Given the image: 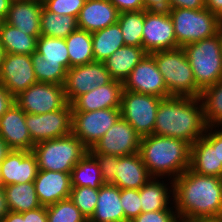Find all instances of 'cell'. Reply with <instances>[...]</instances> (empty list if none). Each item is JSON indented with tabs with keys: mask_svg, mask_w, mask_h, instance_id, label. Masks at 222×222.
Returning <instances> with one entry per match:
<instances>
[{
	"mask_svg": "<svg viewBox=\"0 0 222 222\" xmlns=\"http://www.w3.org/2000/svg\"><path fill=\"white\" fill-rule=\"evenodd\" d=\"M173 200L181 222L222 218V178L188 168L173 181Z\"/></svg>",
	"mask_w": 222,
	"mask_h": 222,
	"instance_id": "6da1fadb",
	"label": "cell"
},
{
	"mask_svg": "<svg viewBox=\"0 0 222 222\" xmlns=\"http://www.w3.org/2000/svg\"><path fill=\"white\" fill-rule=\"evenodd\" d=\"M200 97L170 96L161 100L153 134L178 138L190 145L207 129Z\"/></svg>",
	"mask_w": 222,
	"mask_h": 222,
	"instance_id": "7a4b0ae2",
	"label": "cell"
},
{
	"mask_svg": "<svg viewBox=\"0 0 222 222\" xmlns=\"http://www.w3.org/2000/svg\"><path fill=\"white\" fill-rule=\"evenodd\" d=\"M139 154L151 177L175 180L190 167V144L151 134L141 138Z\"/></svg>",
	"mask_w": 222,
	"mask_h": 222,
	"instance_id": "3957f363",
	"label": "cell"
},
{
	"mask_svg": "<svg viewBox=\"0 0 222 222\" xmlns=\"http://www.w3.org/2000/svg\"><path fill=\"white\" fill-rule=\"evenodd\" d=\"M163 75L170 96L200 97L190 62L182 47L155 51L150 54Z\"/></svg>",
	"mask_w": 222,
	"mask_h": 222,
	"instance_id": "277c9868",
	"label": "cell"
},
{
	"mask_svg": "<svg viewBox=\"0 0 222 222\" xmlns=\"http://www.w3.org/2000/svg\"><path fill=\"white\" fill-rule=\"evenodd\" d=\"M39 170L71 173L88 149L73 134L45 140L34 145Z\"/></svg>",
	"mask_w": 222,
	"mask_h": 222,
	"instance_id": "5b68a950",
	"label": "cell"
},
{
	"mask_svg": "<svg viewBox=\"0 0 222 222\" xmlns=\"http://www.w3.org/2000/svg\"><path fill=\"white\" fill-rule=\"evenodd\" d=\"M196 85L204 90L222 79V51L218 34L182 47Z\"/></svg>",
	"mask_w": 222,
	"mask_h": 222,
	"instance_id": "8992f818",
	"label": "cell"
},
{
	"mask_svg": "<svg viewBox=\"0 0 222 222\" xmlns=\"http://www.w3.org/2000/svg\"><path fill=\"white\" fill-rule=\"evenodd\" d=\"M174 25L177 48L198 42L218 33L222 20L208 9H169Z\"/></svg>",
	"mask_w": 222,
	"mask_h": 222,
	"instance_id": "52a82bcc",
	"label": "cell"
},
{
	"mask_svg": "<svg viewBox=\"0 0 222 222\" xmlns=\"http://www.w3.org/2000/svg\"><path fill=\"white\" fill-rule=\"evenodd\" d=\"M162 98L123 90L121 95V117L141 136L153 134L156 112Z\"/></svg>",
	"mask_w": 222,
	"mask_h": 222,
	"instance_id": "ba28073f",
	"label": "cell"
},
{
	"mask_svg": "<svg viewBox=\"0 0 222 222\" xmlns=\"http://www.w3.org/2000/svg\"><path fill=\"white\" fill-rule=\"evenodd\" d=\"M120 117V108L72 112V133L89 150Z\"/></svg>",
	"mask_w": 222,
	"mask_h": 222,
	"instance_id": "9c48e42d",
	"label": "cell"
},
{
	"mask_svg": "<svg viewBox=\"0 0 222 222\" xmlns=\"http://www.w3.org/2000/svg\"><path fill=\"white\" fill-rule=\"evenodd\" d=\"M14 101L27 114H45L67 104L63 85L44 82L32 84L15 96Z\"/></svg>",
	"mask_w": 222,
	"mask_h": 222,
	"instance_id": "30bf717a",
	"label": "cell"
},
{
	"mask_svg": "<svg viewBox=\"0 0 222 222\" xmlns=\"http://www.w3.org/2000/svg\"><path fill=\"white\" fill-rule=\"evenodd\" d=\"M25 123L34 144L66 136L72 133L71 104L45 114L25 113Z\"/></svg>",
	"mask_w": 222,
	"mask_h": 222,
	"instance_id": "8fae6325",
	"label": "cell"
},
{
	"mask_svg": "<svg viewBox=\"0 0 222 222\" xmlns=\"http://www.w3.org/2000/svg\"><path fill=\"white\" fill-rule=\"evenodd\" d=\"M111 80L103 62L94 61L69 68L63 85L66 101L71 104L78 96L108 84Z\"/></svg>",
	"mask_w": 222,
	"mask_h": 222,
	"instance_id": "7c38bea8",
	"label": "cell"
},
{
	"mask_svg": "<svg viewBox=\"0 0 222 222\" xmlns=\"http://www.w3.org/2000/svg\"><path fill=\"white\" fill-rule=\"evenodd\" d=\"M142 47L147 54L177 48L174 25L168 11H146Z\"/></svg>",
	"mask_w": 222,
	"mask_h": 222,
	"instance_id": "4fadbf2b",
	"label": "cell"
},
{
	"mask_svg": "<svg viewBox=\"0 0 222 222\" xmlns=\"http://www.w3.org/2000/svg\"><path fill=\"white\" fill-rule=\"evenodd\" d=\"M141 136L122 117L88 150L114 156H128L139 152Z\"/></svg>",
	"mask_w": 222,
	"mask_h": 222,
	"instance_id": "5bb4252c",
	"label": "cell"
},
{
	"mask_svg": "<svg viewBox=\"0 0 222 222\" xmlns=\"http://www.w3.org/2000/svg\"><path fill=\"white\" fill-rule=\"evenodd\" d=\"M123 90L159 98L170 97L163 75L158 71L155 59L146 54L123 82Z\"/></svg>",
	"mask_w": 222,
	"mask_h": 222,
	"instance_id": "9a60e30c",
	"label": "cell"
},
{
	"mask_svg": "<svg viewBox=\"0 0 222 222\" xmlns=\"http://www.w3.org/2000/svg\"><path fill=\"white\" fill-rule=\"evenodd\" d=\"M0 83L13 97L37 83L31 55L5 53L0 69Z\"/></svg>",
	"mask_w": 222,
	"mask_h": 222,
	"instance_id": "2e32d148",
	"label": "cell"
},
{
	"mask_svg": "<svg viewBox=\"0 0 222 222\" xmlns=\"http://www.w3.org/2000/svg\"><path fill=\"white\" fill-rule=\"evenodd\" d=\"M189 169L199 175L222 178V165H218L217 156V127H207L203 137L190 145Z\"/></svg>",
	"mask_w": 222,
	"mask_h": 222,
	"instance_id": "e0dca14e",
	"label": "cell"
},
{
	"mask_svg": "<svg viewBox=\"0 0 222 222\" xmlns=\"http://www.w3.org/2000/svg\"><path fill=\"white\" fill-rule=\"evenodd\" d=\"M38 171L37 158L32 151L11 150L0 165L2 186L34 182Z\"/></svg>",
	"mask_w": 222,
	"mask_h": 222,
	"instance_id": "ac0fdd59",
	"label": "cell"
},
{
	"mask_svg": "<svg viewBox=\"0 0 222 222\" xmlns=\"http://www.w3.org/2000/svg\"><path fill=\"white\" fill-rule=\"evenodd\" d=\"M0 137L11 150H33L35 144L25 123V112L15 102L0 118Z\"/></svg>",
	"mask_w": 222,
	"mask_h": 222,
	"instance_id": "d6986e66",
	"label": "cell"
},
{
	"mask_svg": "<svg viewBox=\"0 0 222 222\" xmlns=\"http://www.w3.org/2000/svg\"><path fill=\"white\" fill-rule=\"evenodd\" d=\"M123 82L111 80L108 84L96 87L72 103V112H90L106 108H120Z\"/></svg>",
	"mask_w": 222,
	"mask_h": 222,
	"instance_id": "ffe728a7",
	"label": "cell"
},
{
	"mask_svg": "<svg viewBox=\"0 0 222 222\" xmlns=\"http://www.w3.org/2000/svg\"><path fill=\"white\" fill-rule=\"evenodd\" d=\"M36 195L41 206H50L69 198L72 185L71 173L39 170L34 180Z\"/></svg>",
	"mask_w": 222,
	"mask_h": 222,
	"instance_id": "44dd1931",
	"label": "cell"
},
{
	"mask_svg": "<svg viewBox=\"0 0 222 222\" xmlns=\"http://www.w3.org/2000/svg\"><path fill=\"white\" fill-rule=\"evenodd\" d=\"M119 15L109 0H86L77 18V27L93 33L117 23Z\"/></svg>",
	"mask_w": 222,
	"mask_h": 222,
	"instance_id": "7402d4cb",
	"label": "cell"
},
{
	"mask_svg": "<svg viewBox=\"0 0 222 222\" xmlns=\"http://www.w3.org/2000/svg\"><path fill=\"white\" fill-rule=\"evenodd\" d=\"M43 4L39 0H12L4 20L27 35H41L40 20Z\"/></svg>",
	"mask_w": 222,
	"mask_h": 222,
	"instance_id": "603a6c76",
	"label": "cell"
},
{
	"mask_svg": "<svg viewBox=\"0 0 222 222\" xmlns=\"http://www.w3.org/2000/svg\"><path fill=\"white\" fill-rule=\"evenodd\" d=\"M152 178L138 153L119 156L115 169V186L120 189H140Z\"/></svg>",
	"mask_w": 222,
	"mask_h": 222,
	"instance_id": "cb8c5ba5",
	"label": "cell"
},
{
	"mask_svg": "<svg viewBox=\"0 0 222 222\" xmlns=\"http://www.w3.org/2000/svg\"><path fill=\"white\" fill-rule=\"evenodd\" d=\"M88 222H125L118 186L104 184L98 189L96 208Z\"/></svg>",
	"mask_w": 222,
	"mask_h": 222,
	"instance_id": "d4e9b609",
	"label": "cell"
},
{
	"mask_svg": "<svg viewBox=\"0 0 222 222\" xmlns=\"http://www.w3.org/2000/svg\"><path fill=\"white\" fill-rule=\"evenodd\" d=\"M161 179L164 178L158 179L156 177H152L140 188L142 212L176 210L174 209L175 206L173 203V180L169 182L171 185L169 187V183H166L163 180L160 181Z\"/></svg>",
	"mask_w": 222,
	"mask_h": 222,
	"instance_id": "484cf974",
	"label": "cell"
},
{
	"mask_svg": "<svg viewBox=\"0 0 222 222\" xmlns=\"http://www.w3.org/2000/svg\"><path fill=\"white\" fill-rule=\"evenodd\" d=\"M146 54L143 47L125 45L117 49L103 63L113 80L124 82Z\"/></svg>",
	"mask_w": 222,
	"mask_h": 222,
	"instance_id": "4316f807",
	"label": "cell"
},
{
	"mask_svg": "<svg viewBox=\"0 0 222 222\" xmlns=\"http://www.w3.org/2000/svg\"><path fill=\"white\" fill-rule=\"evenodd\" d=\"M92 34L93 57L96 62H104L117 49L125 46L118 23L110 25Z\"/></svg>",
	"mask_w": 222,
	"mask_h": 222,
	"instance_id": "83f0119b",
	"label": "cell"
},
{
	"mask_svg": "<svg viewBox=\"0 0 222 222\" xmlns=\"http://www.w3.org/2000/svg\"><path fill=\"white\" fill-rule=\"evenodd\" d=\"M0 41L5 53L31 55L36 52L37 38L21 32L5 21L0 22Z\"/></svg>",
	"mask_w": 222,
	"mask_h": 222,
	"instance_id": "f1b7e54d",
	"label": "cell"
},
{
	"mask_svg": "<svg viewBox=\"0 0 222 222\" xmlns=\"http://www.w3.org/2000/svg\"><path fill=\"white\" fill-rule=\"evenodd\" d=\"M10 211L22 213L40 207L34 182L10 184L3 187Z\"/></svg>",
	"mask_w": 222,
	"mask_h": 222,
	"instance_id": "f546056e",
	"label": "cell"
},
{
	"mask_svg": "<svg viewBox=\"0 0 222 222\" xmlns=\"http://www.w3.org/2000/svg\"><path fill=\"white\" fill-rule=\"evenodd\" d=\"M65 41L70 58V68L94 62L90 32L77 28L65 38Z\"/></svg>",
	"mask_w": 222,
	"mask_h": 222,
	"instance_id": "4dcf8cb0",
	"label": "cell"
},
{
	"mask_svg": "<svg viewBox=\"0 0 222 222\" xmlns=\"http://www.w3.org/2000/svg\"><path fill=\"white\" fill-rule=\"evenodd\" d=\"M71 185L72 187L88 186L92 189H99L104 185L98 162L89 152L73 167Z\"/></svg>",
	"mask_w": 222,
	"mask_h": 222,
	"instance_id": "1f68e13d",
	"label": "cell"
},
{
	"mask_svg": "<svg viewBox=\"0 0 222 222\" xmlns=\"http://www.w3.org/2000/svg\"><path fill=\"white\" fill-rule=\"evenodd\" d=\"M77 28L76 17L50 12L43 6L40 20L41 35L65 39Z\"/></svg>",
	"mask_w": 222,
	"mask_h": 222,
	"instance_id": "d6a6232c",
	"label": "cell"
},
{
	"mask_svg": "<svg viewBox=\"0 0 222 222\" xmlns=\"http://www.w3.org/2000/svg\"><path fill=\"white\" fill-rule=\"evenodd\" d=\"M208 127H222V79L206 87L200 95Z\"/></svg>",
	"mask_w": 222,
	"mask_h": 222,
	"instance_id": "836d02e7",
	"label": "cell"
},
{
	"mask_svg": "<svg viewBox=\"0 0 222 222\" xmlns=\"http://www.w3.org/2000/svg\"><path fill=\"white\" fill-rule=\"evenodd\" d=\"M36 52L46 63L62 64L67 70L70 68V58L65 39L40 35L37 38Z\"/></svg>",
	"mask_w": 222,
	"mask_h": 222,
	"instance_id": "e575fe53",
	"label": "cell"
},
{
	"mask_svg": "<svg viewBox=\"0 0 222 222\" xmlns=\"http://www.w3.org/2000/svg\"><path fill=\"white\" fill-rule=\"evenodd\" d=\"M145 10L121 12L117 23L120 26L125 45L142 47V32Z\"/></svg>",
	"mask_w": 222,
	"mask_h": 222,
	"instance_id": "d590c367",
	"label": "cell"
},
{
	"mask_svg": "<svg viewBox=\"0 0 222 222\" xmlns=\"http://www.w3.org/2000/svg\"><path fill=\"white\" fill-rule=\"evenodd\" d=\"M37 82L64 85L67 69L62 64L46 63L38 52L31 54Z\"/></svg>",
	"mask_w": 222,
	"mask_h": 222,
	"instance_id": "8d00e7d4",
	"label": "cell"
},
{
	"mask_svg": "<svg viewBox=\"0 0 222 222\" xmlns=\"http://www.w3.org/2000/svg\"><path fill=\"white\" fill-rule=\"evenodd\" d=\"M47 222H88L70 198L46 207Z\"/></svg>",
	"mask_w": 222,
	"mask_h": 222,
	"instance_id": "74e56055",
	"label": "cell"
},
{
	"mask_svg": "<svg viewBox=\"0 0 222 222\" xmlns=\"http://www.w3.org/2000/svg\"><path fill=\"white\" fill-rule=\"evenodd\" d=\"M69 198L88 220L96 208L98 189L72 187Z\"/></svg>",
	"mask_w": 222,
	"mask_h": 222,
	"instance_id": "f35d334b",
	"label": "cell"
},
{
	"mask_svg": "<svg viewBox=\"0 0 222 222\" xmlns=\"http://www.w3.org/2000/svg\"><path fill=\"white\" fill-rule=\"evenodd\" d=\"M120 201L125 214V222H131L142 213L140 189H120Z\"/></svg>",
	"mask_w": 222,
	"mask_h": 222,
	"instance_id": "ab89813d",
	"label": "cell"
},
{
	"mask_svg": "<svg viewBox=\"0 0 222 222\" xmlns=\"http://www.w3.org/2000/svg\"><path fill=\"white\" fill-rule=\"evenodd\" d=\"M86 0H47L43 6L50 12L78 18Z\"/></svg>",
	"mask_w": 222,
	"mask_h": 222,
	"instance_id": "60d3db41",
	"label": "cell"
},
{
	"mask_svg": "<svg viewBox=\"0 0 222 222\" xmlns=\"http://www.w3.org/2000/svg\"><path fill=\"white\" fill-rule=\"evenodd\" d=\"M98 162L104 184H115V169L119 156L90 153Z\"/></svg>",
	"mask_w": 222,
	"mask_h": 222,
	"instance_id": "b9f144b4",
	"label": "cell"
},
{
	"mask_svg": "<svg viewBox=\"0 0 222 222\" xmlns=\"http://www.w3.org/2000/svg\"><path fill=\"white\" fill-rule=\"evenodd\" d=\"M131 222H181L176 210H158L142 212Z\"/></svg>",
	"mask_w": 222,
	"mask_h": 222,
	"instance_id": "7bdbcfd3",
	"label": "cell"
},
{
	"mask_svg": "<svg viewBox=\"0 0 222 222\" xmlns=\"http://www.w3.org/2000/svg\"><path fill=\"white\" fill-rule=\"evenodd\" d=\"M119 12L145 10L142 0H109Z\"/></svg>",
	"mask_w": 222,
	"mask_h": 222,
	"instance_id": "ee69618b",
	"label": "cell"
},
{
	"mask_svg": "<svg viewBox=\"0 0 222 222\" xmlns=\"http://www.w3.org/2000/svg\"><path fill=\"white\" fill-rule=\"evenodd\" d=\"M170 9L186 8L199 10L205 8V0H169Z\"/></svg>",
	"mask_w": 222,
	"mask_h": 222,
	"instance_id": "f6af8a7d",
	"label": "cell"
},
{
	"mask_svg": "<svg viewBox=\"0 0 222 222\" xmlns=\"http://www.w3.org/2000/svg\"><path fill=\"white\" fill-rule=\"evenodd\" d=\"M26 222H47V212L45 206H40L36 209L22 212Z\"/></svg>",
	"mask_w": 222,
	"mask_h": 222,
	"instance_id": "bcb514c9",
	"label": "cell"
},
{
	"mask_svg": "<svg viewBox=\"0 0 222 222\" xmlns=\"http://www.w3.org/2000/svg\"><path fill=\"white\" fill-rule=\"evenodd\" d=\"M14 102V97L0 83V118L7 112Z\"/></svg>",
	"mask_w": 222,
	"mask_h": 222,
	"instance_id": "7dc6e473",
	"label": "cell"
},
{
	"mask_svg": "<svg viewBox=\"0 0 222 222\" xmlns=\"http://www.w3.org/2000/svg\"><path fill=\"white\" fill-rule=\"evenodd\" d=\"M146 11H169V0H142Z\"/></svg>",
	"mask_w": 222,
	"mask_h": 222,
	"instance_id": "c3c4849f",
	"label": "cell"
},
{
	"mask_svg": "<svg viewBox=\"0 0 222 222\" xmlns=\"http://www.w3.org/2000/svg\"><path fill=\"white\" fill-rule=\"evenodd\" d=\"M205 8L222 20V0H205Z\"/></svg>",
	"mask_w": 222,
	"mask_h": 222,
	"instance_id": "681fc988",
	"label": "cell"
},
{
	"mask_svg": "<svg viewBox=\"0 0 222 222\" xmlns=\"http://www.w3.org/2000/svg\"><path fill=\"white\" fill-rule=\"evenodd\" d=\"M10 212L3 186H0V222Z\"/></svg>",
	"mask_w": 222,
	"mask_h": 222,
	"instance_id": "f907efd6",
	"label": "cell"
},
{
	"mask_svg": "<svg viewBox=\"0 0 222 222\" xmlns=\"http://www.w3.org/2000/svg\"><path fill=\"white\" fill-rule=\"evenodd\" d=\"M2 222H26L22 213L10 211L2 220Z\"/></svg>",
	"mask_w": 222,
	"mask_h": 222,
	"instance_id": "816d5d0a",
	"label": "cell"
},
{
	"mask_svg": "<svg viewBox=\"0 0 222 222\" xmlns=\"http://www.w3.org/2000/svg\"><path fill=\"white\" fill-rule=\"evenodd\" d=\"M217 156L218 165H222V127H217Z\"/></svg>",
	"mask_w": 222,
	"mask_h": 222,
	"instance_id": "f5cc1de1",
	"label": "cell"
},
{
	"mask_svg": "<svg viewBox=\"0 0 222 222\" xmlns=\"http://www.w3.org/2000/svg\"><path fill=\"white\" fill-rule=\"evenodd\" d=\"M12 0H0V20L4 21L8 15Z\"/></svg>",
	"mask_w": 222,
	"mask_h": 222,
	"instance_id": "db71d44e",
	"label": "cell"
},
{
	"mask_svg": "<svg viewBox=\"0 0 222 222\" xmlns=\"http://www.w3.org/2000/svg\"><path fill=\"white\" fill-rule=\"evenodd\" d=\"M11 152L8 144L0 137V165L7 157V155Z\"/></svg>",
	"mask_w": 222,
	"mask_h": 222,
	"instance_id": "11a10c76",
	"label": "cell"
},
{
	"mask_svg": "<svg viewBox=\"0 0 222 222\" xmlns=\"http://www.w3.org/2000/svg\"><path fill=\"white\" fill-rule=\"evenodd\" d=\"M184 222H222V218L217 219H194V220H187Z\"/></svg>",
	"mask_w": 222,
	"mask_h": 222,
	"instance_id": "9f6ffc18",
	"label": "cell"
},
{
	"mask_svg": "<svg viewBox=\"0 0 222 222\" xmlns=\"http://www.w3.org/2000/svg\"><path fill=\"white\" fill-rule=\"evenodd\" d=\"M4 56H5V51H4V48H3L1 41H0V69H1V65L3 62Z\"/></svg>",
	"mask_w": 222,
	"mask_h": 222,
	"instance_id": "6f0895ef",
	"label": "cell"
},
{
	"mask_svg": "<svg viewBox=\"0 0 222 222\" xmlns=\"http://www.w3.org/2000/svg\"><path fill=\"white\" fill-rule=\"evenodd\" d=\"M218 36H219V39H220V44H221V51H222V23L219 27V30H218Z\"/></svg>",
	"mask_w": 222,
	"mask_h": 222,
	"instance_id": "680465c9",
	"label": "cell"
},
{
	"mask_svg": "<svg viewBox=\"0 0 222 222\" xmlns=\"http://www.w3.org/2000/svg\"><path fill=\"white\" fill-rule=\"evenodd\" d=\"M0 186H2L1 174H0Z\"/></svg>",
	"mask_w": 222,
	"mask_h": 222,
	"instance_id": "91938a15",
	"label": "cell"
},
{
	"mask_svg": "<svg viewBox=\"0 0 222 222\" xmlns=\"http://www.w3.org/2000/svg\"><path fill=\"white\" fill-rule=\"evenodd\" d=\"M42 4L45 2V1H47V0H39Z\"/></svg>",
	"mask_w": 222,
	"mask_h": 222,
	"instance_id": "94428289",
	"label": "cell"
}]
</instances>
